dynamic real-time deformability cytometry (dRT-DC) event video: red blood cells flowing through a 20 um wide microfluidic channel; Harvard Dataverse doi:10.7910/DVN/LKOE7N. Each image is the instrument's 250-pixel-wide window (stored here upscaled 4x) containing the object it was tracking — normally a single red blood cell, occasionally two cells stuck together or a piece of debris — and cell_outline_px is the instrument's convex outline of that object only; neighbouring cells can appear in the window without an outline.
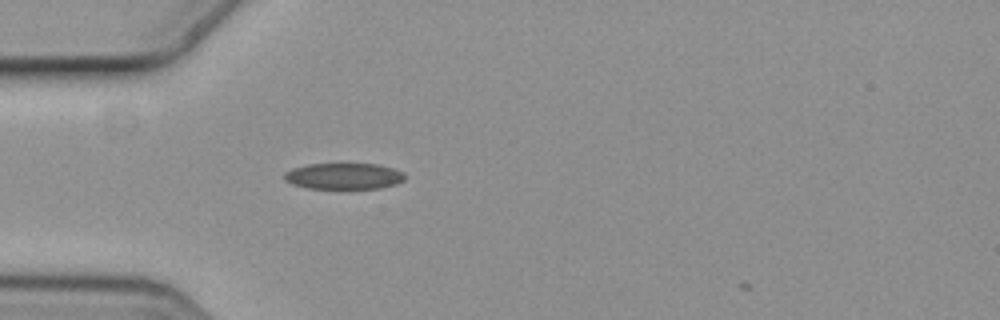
{"species": "common noctule bat (a hibernating species)", "species_latin": "Nyctalus noctula", "temperature_condition": "cold", "stored_images_in_passage": 1, "camera_frame_rate_fps": 3000, "um_per_image_px": 0.085, "animal": {"sex": "female", "body_mass_g": 19.3, "forearm_length_mm": 54.1}, "frame": {"image": 1, "passage_image": 1, "time_ms": 0.0, "image_size_px": [1000, 320], "cell_outline_px": [[404, 180], [396, 184], [376, 188], [308, 188], [292, 184], [284, 180], [284, 172], [292, 168], [308, 164], [380, 164], [392, 168], [400, 172], [404, 176]], "centroid_in_image_um": [29.17, 14.96], "position_along_channel_um": 55.8, "area_um2": 18.21}}